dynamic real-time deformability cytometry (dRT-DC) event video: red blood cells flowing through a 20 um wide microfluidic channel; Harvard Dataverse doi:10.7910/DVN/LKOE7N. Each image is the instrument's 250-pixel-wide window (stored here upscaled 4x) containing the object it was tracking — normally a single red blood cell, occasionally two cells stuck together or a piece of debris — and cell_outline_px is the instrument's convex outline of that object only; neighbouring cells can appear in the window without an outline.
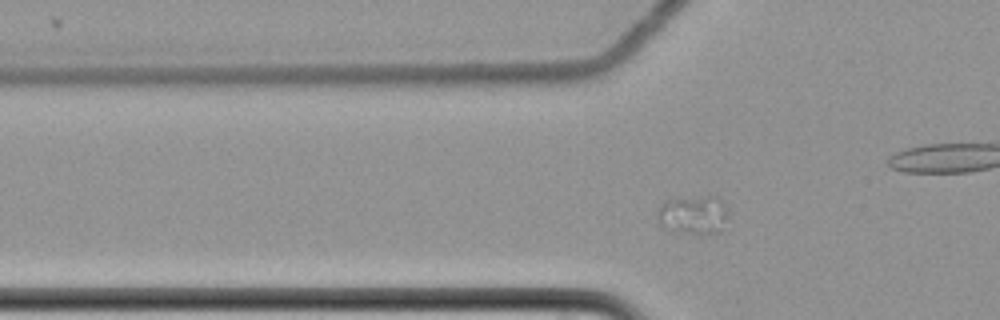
{"species": "common noctule bat (a hibernating species)", "species_latin": "Nyctalus noctula", "temperature_condition": "cold", "stored_images_in_passage": 59, "camera_frame_rate_fps": 3000, "um_per_image_px": 0.085, "animal": {"sex": "female", "body_mass_g": 22.7, "forearm_length_mm": 54.2}, "frame": {"image": 1, "passage_image": 17, "time_ms": 5.333, "image_size_px": [1000, 320], "cell_outline_px": [[728, 216], [720, 232], [668, 232], [656, 220], [656, 212], [660, 204], [668, 196], [720, 196], [724, 204]], "centroid_in_image_um": [58.83, 18.19], "position_along_channel_um": 67.0, "area_um2": 16.65}}
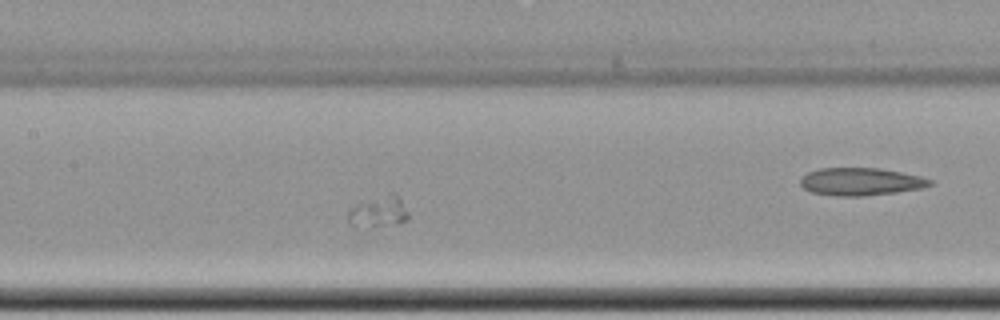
{"frame": {"image": 2, "passage_image": 27, "time_ms": 8.667, "image_size_px": [1000, 320], "cell_outline_px": [[408, 220], [384, 224], [352, 228], [348, 220], [348, 212], [356, 204], [388, 192], [392, 192], [400, 200], [408, 212]], "centroid_in_image_um": [32.13, 17.98], "position_along_channel_um": 175.3, "area_um2": 10.64}}
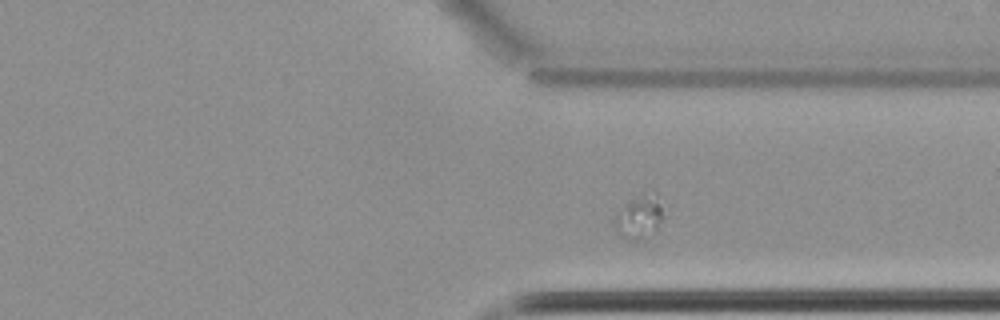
{"frame": {"image": 3, "passage_image": 43, "time_ms": 14.0, "image_size_px": [1000, 320], "cell_outline_px": [[664, 216], [640, 240], [628, 240], [616, 232], [616, 220], [628, 204], [644, 196], [656, 192]], "centroid_in_image_um": [54.36, 18.49], "position_along_channel_um": 357.0, "area_um2": 10.69}}